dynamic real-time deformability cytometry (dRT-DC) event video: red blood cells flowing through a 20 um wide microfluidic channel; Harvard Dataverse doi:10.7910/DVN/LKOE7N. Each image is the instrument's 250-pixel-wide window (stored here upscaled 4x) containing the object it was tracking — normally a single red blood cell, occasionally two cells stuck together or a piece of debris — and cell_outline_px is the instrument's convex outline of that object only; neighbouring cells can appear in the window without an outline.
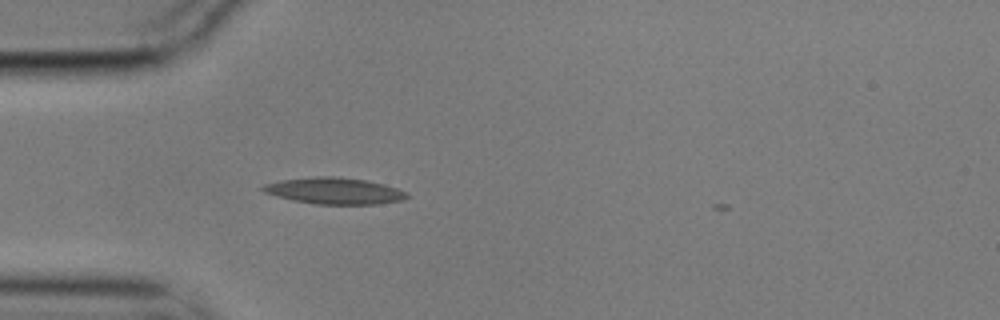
{"species": "common noctule bat (a hibernating species)", "species_latin": "Nyctalus noctula", "temperature_condition": "cold", "stored_images_in_passage": 5, "camera_frame_rate_fps": 3000, "um_per_image_px": 0.085, "animal": {"sex": "male", "body_mass_g": 17.9}, "frame": {"image": 1, "passage_image": 4, "time_ms": 1.0, "image_size_px": [1000, 320], "cell_outline_px": [[408, 196], [400, 200], [376, 204], [316, 204], [292, 200], [276, 196], [264, 192], [260, 188], [264, 184], [280, 180], [316, 176], [332, 176], [368, 180], [384, 184], [408, 192]], "centroid_in_image_um": [28.39, 16.21], "position_along_channel_um": 56.6, "area_um2": 22.14}}